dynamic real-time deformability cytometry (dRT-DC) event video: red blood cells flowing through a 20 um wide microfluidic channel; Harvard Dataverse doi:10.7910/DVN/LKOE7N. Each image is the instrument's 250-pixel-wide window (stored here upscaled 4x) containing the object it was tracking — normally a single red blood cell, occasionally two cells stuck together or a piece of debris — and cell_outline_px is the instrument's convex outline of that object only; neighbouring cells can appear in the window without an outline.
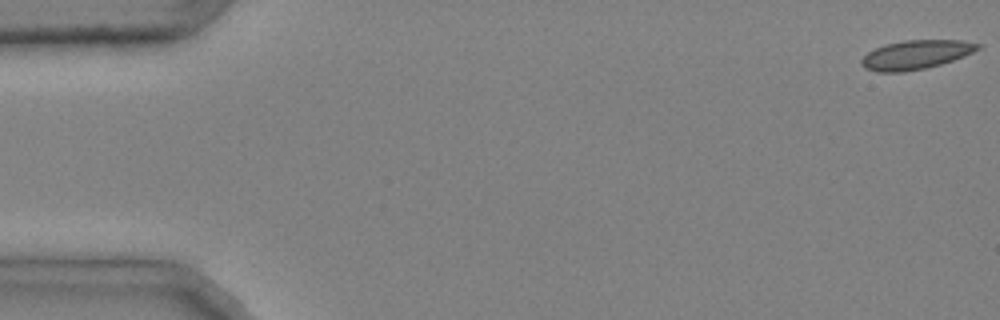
{"species": "common noctule bat (a hibernating species)", "species_latin": "Nyctalus noctula", "temperature_condition": "cold", "stored_images_in_passage": 44, "camera_frame_rate_fps": 3000, "um_per_image_px": 0.085, "animal": {"sex": "male", "body_mass_g": 20.4}, "frame": {"image": 1, "passage_image": 1, "time_ms": 0.0, "image_size_px": [1000, 320], "cell_outline_px": [[984, 44], [980, 48], [964, 56], [940, 64], [924, 68], [904, 72], [876, 72], [864, 68], [860, 64], [860, 60], [868, 52], [884, 44], [904, 40], [960, 40]], "centroid_in_image_um": [77.83, 4.64], "position_along_channel_um": 7.2, "area_um2": 19.71}}
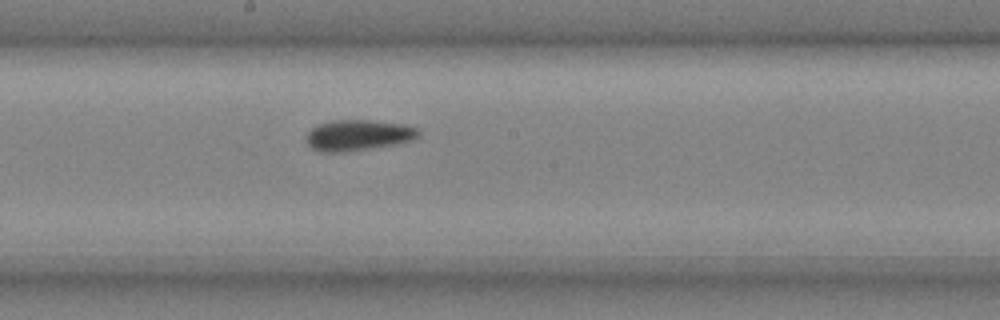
{"frame": {"image": 2, "passage_image": 27, "time_ms": 8.667, "image_size_px": [1000, 320], "cell_outline_px": [[420, 136], [416, 140], [396, 144], [340, 152], [320, 152], [312, 148], [308, 144], [308, 132], [316, 124], [332, 120], [372, 120], [408, 124], [416, 128], [420, 132]], "centroid_in_image_um": [30.5, 11.47], "position_along_channel_um": 217.7, "area_um2": 20.29}}
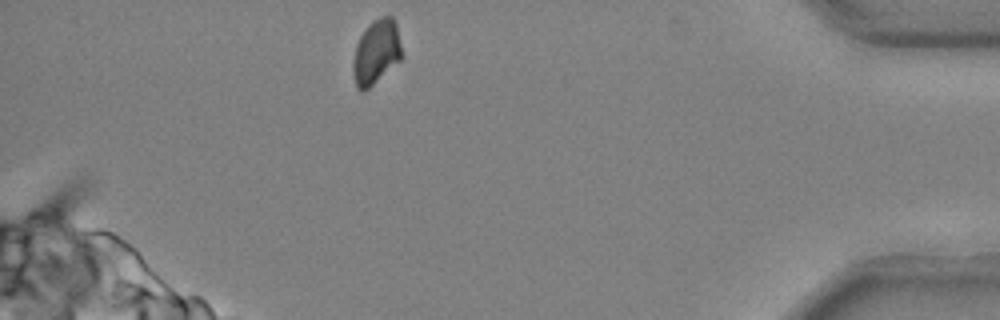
{"frame": {"image": 3, "passage_image": 44, "time_ms": 14.333, "image_size_px": [1000, 320], "cell_outline_px": [[404, 56], [400, 60], [364, 92], [360, 92], [356, 88], [352, 72], [352, 64], [356, 44], [360, 36], [368, 24], [372, 20], [380, 16], [392, 16], [396, 24]], "centroid_in_image_um": [31.97, 4.42], "position_along_channel_um": 403.2, "area_um2": 18.61}, "authors_computed_cell_mechanics": {"area_um2": 19.652, "velocity_mm_per_s": 4.0063, "shape_relaxation_time_tau1_ms": 11.025, "shape_relaxation_time_tau2_ms": null, "deformation_change_tau1": 0.1448, "deformation_change_tau2": null}}